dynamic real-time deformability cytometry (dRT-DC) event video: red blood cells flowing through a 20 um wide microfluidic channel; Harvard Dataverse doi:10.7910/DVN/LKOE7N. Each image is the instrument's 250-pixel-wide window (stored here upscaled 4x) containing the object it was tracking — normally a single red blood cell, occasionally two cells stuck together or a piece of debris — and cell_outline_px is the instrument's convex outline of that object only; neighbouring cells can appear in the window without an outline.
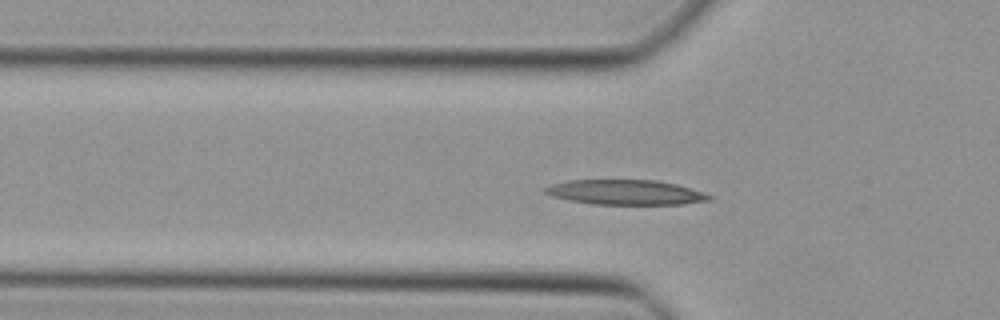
{"species": "Egyptian fruit bat (a non-hibernating species)", "species_latin": "Rousettus aegyptiacus", "temperature_condition": "cold", "stored_images_in_passage": 42, "camera_frame_rate_fps": 3000, "um_per_image_px": 0.085, "animal": {"sex": "female"}, "frame": {"image": 1, "passage_image": 9, "time_ms": 2.667, "image_size_px": [1000, 320], "cell_outline_px": [[716, 196], [712, 200], [684, 204], [592, 204], [568, 200], [552, 196], [544, 192], [544, 188], [552, 184], [568, 180], [656, 180], [676, 184]], "centroid_in_image_um": [53.21, 16.35], "position_along_channel_um": 72.6, "area_um2": 23.87}}
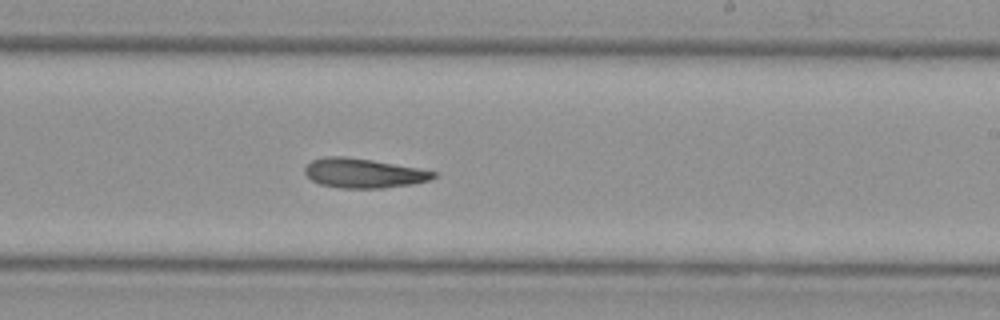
{"frame": {"image": 2, "passage_image": 22, "time_ms": 7.0, "image_size_px": [1000, 320], "cell_outline_px": [[436, 176], [428, 180], [412, 184], [380, 188], [340, 188], [320, 184], [312, 180], [304, 172], [304, 168], [312, 160], [324, 156], [344, 156], [372, 160], [416, 168], [436, 172]], "centroid_in_image_um": [30.85, 14.71], "position_along_channel_um": 258.2, "area_um2": 21.85}}
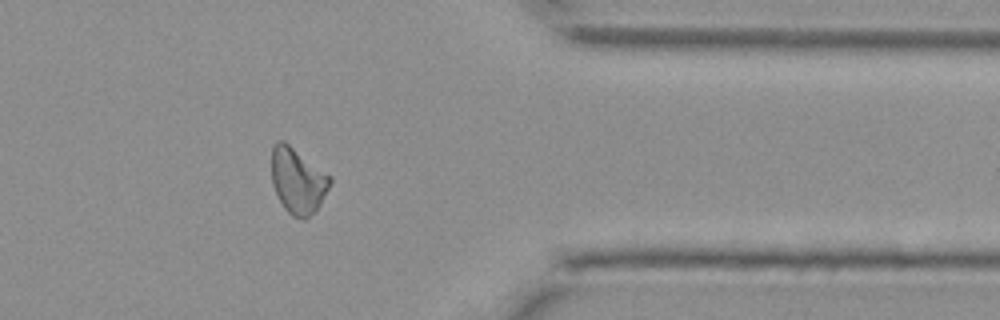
{"frame": {"image": 3, "passage_image": 32, "time_ms": 10.333, "image_size_px": [1000, 320], "cell_outline_px": [[332, 180], [316, 212], [304, 220], [292, 216], [284, 208], [272, 184], [272, 144], [276, 140], [284, 140], [332, 176]], "centroid_in_image_um": [25.31, 15.35], "position_along_channel_um": 386.1, "area_um2": 22.54}}